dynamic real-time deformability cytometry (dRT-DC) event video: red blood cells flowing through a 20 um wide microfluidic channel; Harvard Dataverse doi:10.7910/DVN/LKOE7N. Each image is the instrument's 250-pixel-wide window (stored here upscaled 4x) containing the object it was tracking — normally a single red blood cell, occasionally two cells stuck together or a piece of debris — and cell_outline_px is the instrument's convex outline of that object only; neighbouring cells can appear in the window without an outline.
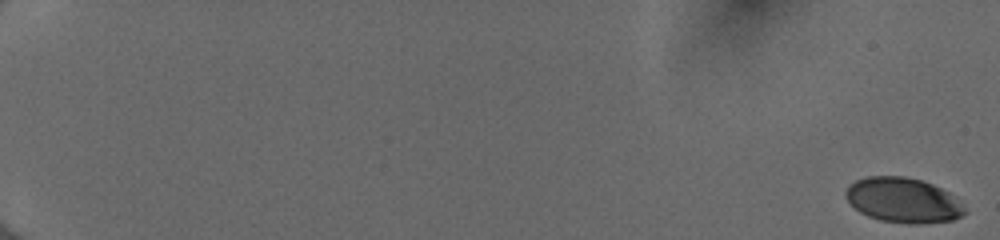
{"species": "human", "species_latin": "Homo sapiens", "temperature_condition": "cold", "stored_images_in_passage": 55, "camera_frame_rate_fps": 3000, "um_per_image_px": 0.085, "donor": {"sex": "female"}, "frame": {"image": 1, "passage_image": 1, "time_ms": 0.0, "image_size_px": [1000, 240], "cell_outline_px": [[968, 212], [952, 220], [920, 224], [908, 224], [880, 220], [868, 216], [860, 212], [844, 196], [844, 192], [848, 184], [856, 180], [868, 176], [904, 176], [924, 180], [948, 192]], "centroid_in_image_um": [76.73, 17.01], "position_along_channel_um": 8.3, "area_um2": 31.15}}
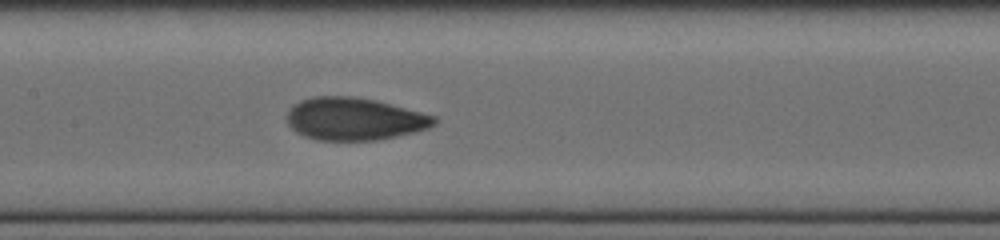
{"frame": {"image": 2, "passage_image": 31, "time_ms": 10.0, "image_size_px": [1000, 240], "cell_outline_px": [[436, 124], [428, 128], [416, 132], [380, 140], [316, 140], [304, 136], [296, 132], [288, 124], [284, 116], [288, 108], [292, 104], [300, 100], [312, 96], [352, 96], [376, 100], [436, 116]], "centroid_in_image_um": [30.08, 10.1], "position_along_channel_um": 177.3, "area_um2": 36.99}}
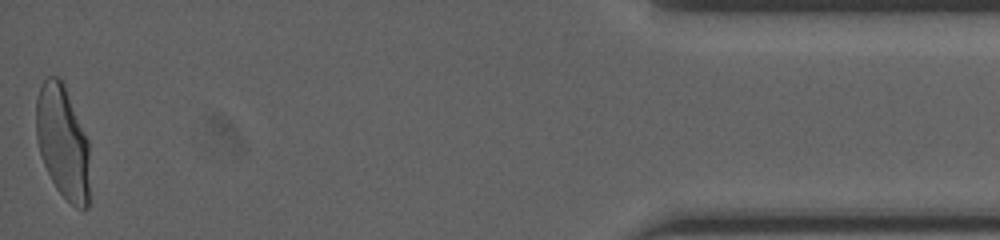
{"frame": {"image": 3, "passage_image": 55, "time_ms": 18.0, "image_size_px": [1000, 240], "cell_outline_px": [[88, 208], [76, 208], [56, 188], [44, 164], [36, 140], [36, 96], [44, 80], [48, 76], [56, 76], [64, 84], [88, 140]], "centroid_in_image_um": [5.31, 12.05], "position_along_channel_um": 429.9, "area_um2": 34.91}, "authors_computed_cell_mechanics": {"area_um2": 35.0846, "velocity_mm_per_s": 4.0052, "shape_relaxation_time_tau1_ms": 6.1108, "shape_relaxation_time_tau2_ms": 0.7691, "deformation_change_tau1": 0.1969, "deformation_change_tau2": 0.0481}}